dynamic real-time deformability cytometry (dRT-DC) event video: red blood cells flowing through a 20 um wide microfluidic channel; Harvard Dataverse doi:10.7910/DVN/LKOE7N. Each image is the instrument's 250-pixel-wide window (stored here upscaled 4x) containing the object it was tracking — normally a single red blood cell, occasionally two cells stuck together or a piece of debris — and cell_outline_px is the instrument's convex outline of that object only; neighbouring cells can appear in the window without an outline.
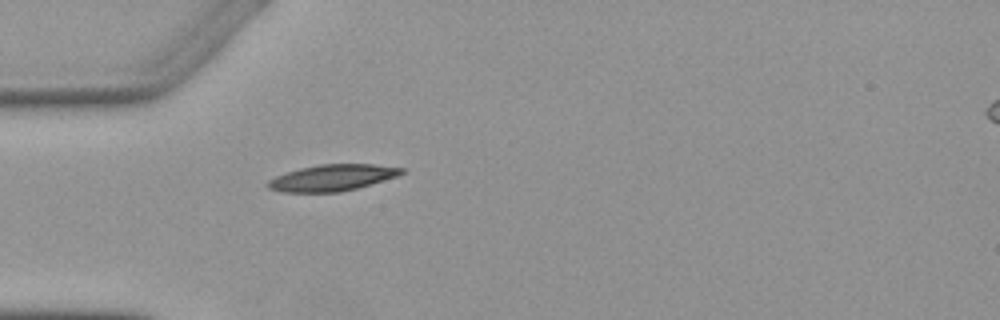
{"species": "Egyptian fruit bat (a non-hibernating species)", "species_latin": "Rousettus aegyptiacus", "temperature_condition": "warm", "stored_images_in_passage": 1, "camera_frame_rate_fps": 3000, "um_per_image_px": 0.085, "animal": {"sex": "female"}, "frame": {"image": 1, "passage_image": 1, "time_ms": 0.0, "image_size_px": [1000, 320], "cell_outline_px": [[404, 172], [396, 176], [356, 188], [340, 192], [284, 192], [268, 188], [264, 184], [268, 180], [276, 176], [300, 168], [320, 164], [372, 164], [404, 168]], "centroid_in_image_um": [28.19, 15.1], "position_along_channel_um": 56.8, "area_um2": 20.29}}